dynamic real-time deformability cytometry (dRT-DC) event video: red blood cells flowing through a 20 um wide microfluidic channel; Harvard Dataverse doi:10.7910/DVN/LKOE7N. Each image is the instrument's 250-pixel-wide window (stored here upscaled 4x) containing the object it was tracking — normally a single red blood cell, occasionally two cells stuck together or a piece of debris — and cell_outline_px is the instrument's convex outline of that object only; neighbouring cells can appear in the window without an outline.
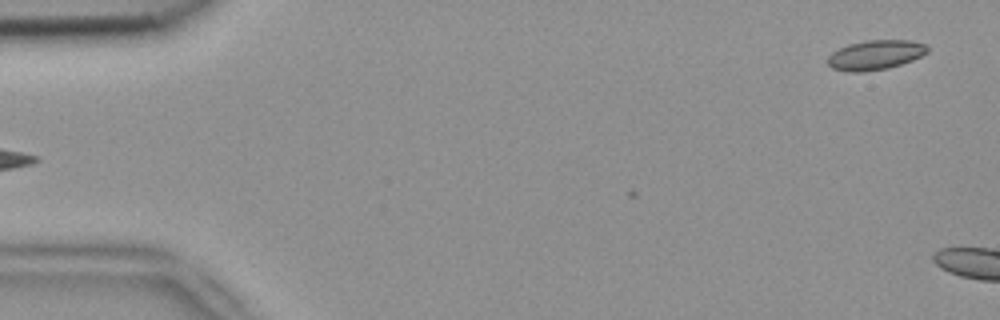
{"species": "common noctule bat (a hibernating species)", "species_latin": "Nyctalus noctula", "temperature_condition": "room temperature", "stored_images_in_passage": 2, "camera_frame_rate_fps": 3000, "um_per_image_px": 0.085, "animal": {"sex": "female", "body_mass_g": 18.4}, "frame": {"image": 1, "passage_image": 1, "time_ms": 0.0, "image_size_px": [1000, 320], "cell_outline_px": [[928, 52], [912, 60], [888, 68], [864, 72], [848, 72], [832, 68], [828, 64], [828, 56], [832, 52], [848, 44], [868, 40], [908, 40], [924, 44], [928, 48]], "centroid_in_image_um": [74.38, 4.68], "position_along_channel_um": 10.6, "area_um2": 17.11}}